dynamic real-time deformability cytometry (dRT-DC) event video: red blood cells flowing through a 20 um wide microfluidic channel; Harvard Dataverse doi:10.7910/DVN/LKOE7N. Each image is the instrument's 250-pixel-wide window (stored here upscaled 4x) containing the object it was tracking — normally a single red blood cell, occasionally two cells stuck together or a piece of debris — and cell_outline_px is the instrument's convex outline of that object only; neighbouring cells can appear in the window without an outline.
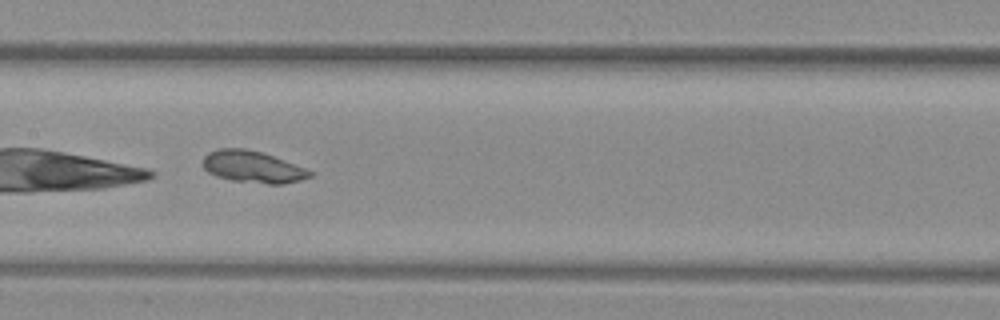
{"species": "common noctule bat (a hibernating species)", "species_latin": "Nyctalus noctula", "temperature_condition": "warm", "stored_images_in_passage": 30, "camera_frame_rate_fps": 3000, "um_per_image_px": 0.085, "animal": {"sex": "female", "body_mass_g": 29.2, "forearm_length_mm": 56.3}, "frame": {"image": 1, "passage_image": 9, "time_ms": 2.667, "image_size_px": [1000, 320], "cell_outline_px": [[312, 176], [300, 180], [284, 184], [268, 184], [232, 180], [216, 176], [208, 172], [204, 168], [204, 156], [208, 152], [220, 148], [244, 148], [260, 152], [272, 156], [304, 168], [312, 172]], "centroid_in_image_um": [21.45, 14.19], "position_along_channel_um": 185.9, "area_um2": 19.54}}
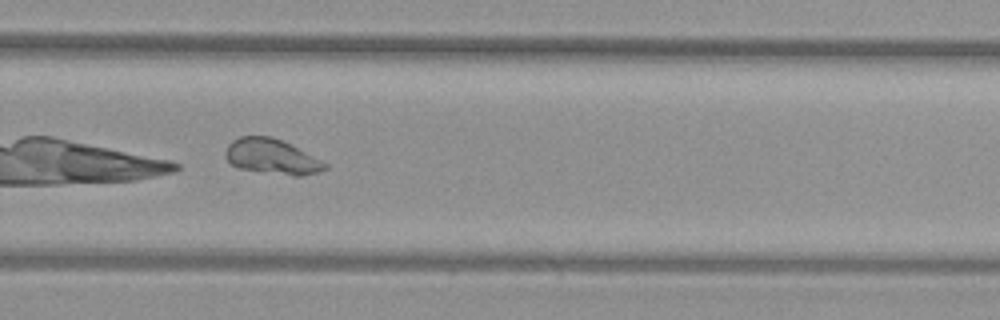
{"frame": {"image": 2, "passage_image": 18, "time_ms": 5.667, "image_size_px": [1000, 320], "cell_outline_px": [[328, 168], [320, 172], [304, 176], [292, 176], [240, 168], [232, 164], [224, 156], [224, 152], [228, 144], [232, 140], [240, 136], [272, 136], [292, 144], [328, 164]], "centroid_in_image_um": [23.13, 13.31], "position_along_channel_um": 306.7, "area_um2": 20.58}}